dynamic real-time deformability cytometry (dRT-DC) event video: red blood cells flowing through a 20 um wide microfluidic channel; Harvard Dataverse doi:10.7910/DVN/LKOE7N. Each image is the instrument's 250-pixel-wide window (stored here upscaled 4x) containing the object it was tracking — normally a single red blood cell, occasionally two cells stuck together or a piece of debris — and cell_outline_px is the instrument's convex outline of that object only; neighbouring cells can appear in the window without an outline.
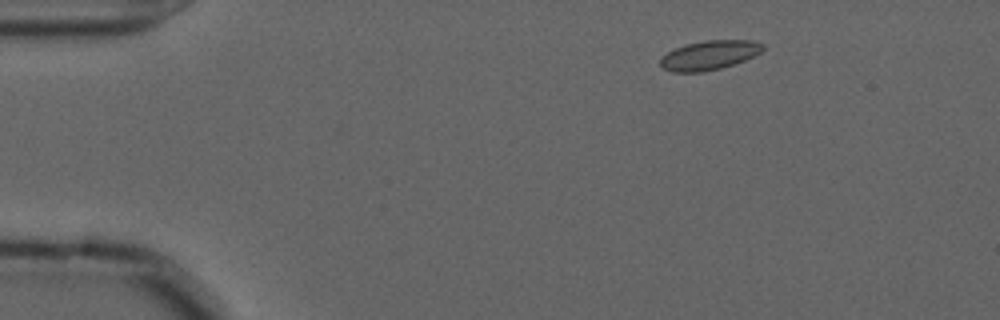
{"species": "common noctule bat (a hibernating species)", "species_latin": "Nyctalus noctula", "temperature_condition": "cold", "stored_images_in_passage": 42, "camera_frame_rate_fps": 3000, "um_per_image_px": 0.085, "animal": {"sex": "male", "forearm_length_mm": 52.5}, "frame": {"image": 1, "passage_image": 2, "time_ms": 0.333, "image_size_px": [1000, 320], "cell_outline_px": [[764, 48], [760, 52], [744, 60], [720, 68], [704, 72], [672, 72], [664, 68], [660, 64], [660, 60], [668, 52], [684, 44], [704, 40], [752, 40], [764, 44]], "centroid_in_image_um": [60.29, 4.68], "position_along_channel_um": 24.7, "area_um2": 17.34}}
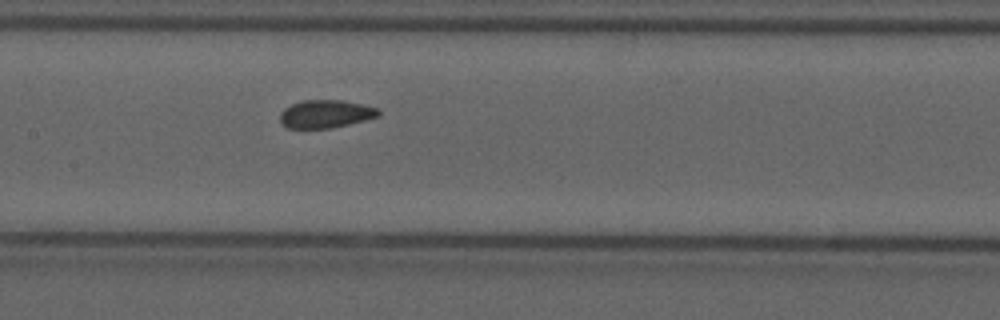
{"frame": {"image": 2, "passage_image": 21, "time_ms": 6.667, "image_size_px": [1000, 320], "cell_outline_px": [[380, 116], [332, 128], [288, 128], [280, 124], [280, 112], [284, 108], [292, 104], [304, 100], [340, 100], [364, 104], [376, 108], [380, 112]], "centroid_in_image_um": [27.65, 9.68], "position_along_channel_um": 179.7, "area_um2": 16.07}}
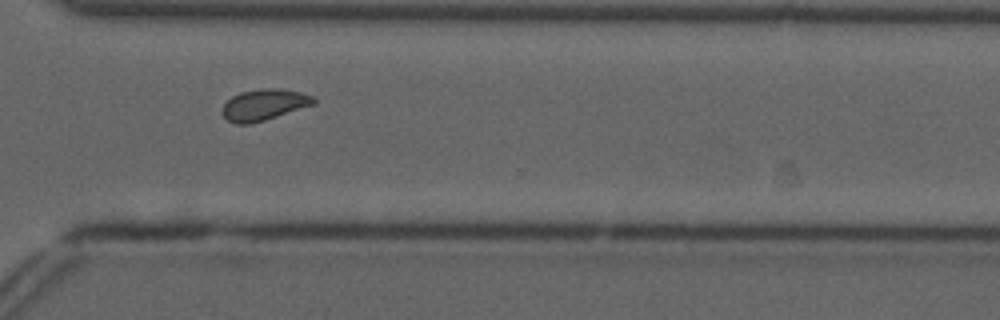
{"frame": {"image": 3, "passage_image": 35, "time_ms": 11.333, "image_size_px": [1000, 320], "cell_outline_px": [[316, 104], [264, 120], [248, 124], [236, 124], [228, 120], [220, 112], [224, 104], [232, 96], [240, 92], [268, 88], [276, 88], [300, 92], [312, 96], [316, 100]], "centroid_in_image_um": [22.44, 8.91], "position_along_channel_um": 348.2, "area_um2": 16.47}, "authors_computed_cell_mechanics": {"area_um2": 16.5019, "velocity_mm_per_s": 3.6115, "shape_relaxation_time_tau1_ms": 3.2828, "shape_relaxation_time_tau2_ms": 0.9833, "deformation_change_tau1": 0.0746, "deformation_change_tau2": 0.0586}}